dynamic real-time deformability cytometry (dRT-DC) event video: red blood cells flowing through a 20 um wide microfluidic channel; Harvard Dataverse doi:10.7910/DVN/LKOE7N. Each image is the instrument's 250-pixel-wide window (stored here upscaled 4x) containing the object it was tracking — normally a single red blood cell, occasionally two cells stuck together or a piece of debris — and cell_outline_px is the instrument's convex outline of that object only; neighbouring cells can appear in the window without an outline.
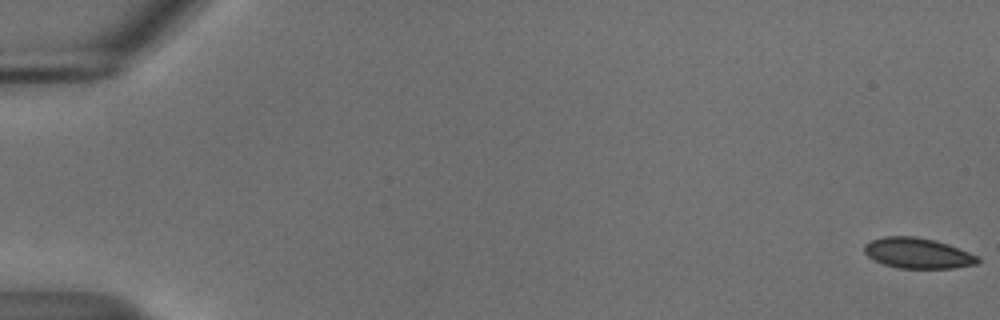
{"species": "common noctule bat (a hibernating species)", "species_latin": "Nyctalus noctula", "temperature_condition": "cold", "stored_images_in_passage": 56, "camera_frame_rate_fps": 3000, "um_per_image_px": 0.085, "animal": {"sex": "male", "body_mass_g": 18.8}, "frame": {"image": 1, "passage_image": 1, "time_ms": 0.0, "image_size_px": [1000, 320], "cell_outline_px": [[980, 260], [976, 264], [952, 268], [900, 268], [884, 264], [868, 256], [864, 252], [864, 244], [872, 240], [884, 236], [916, 236], [936, 240], [948, 244], [980, 256]], "centroid_in_image_um": [78.03, 21.51], "position_along_channel_um": 7.0, "area_um2": 20.17}}
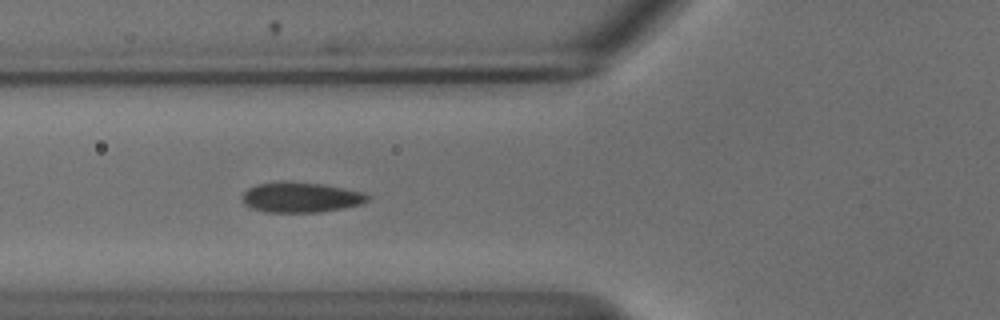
{"frame": {"image": 2, "passage_image": 22, "time_ms": 7.0, "image_size_px": [1000, 320], "cell_outline_px": [[368, 200], [360, 204], [344, 208], [316, 212], [264, 212], [252, 208], [244, 204], [240, 200], [240, 196], [248, 188], [256, 184], [276, 180], [284, 180], [324, 184], [364, 192], [368, 196]], "centroid_in_image_um": [25.49, 16.75], "position_along_channel_um": 100.3, "area_um2": 22.48}}
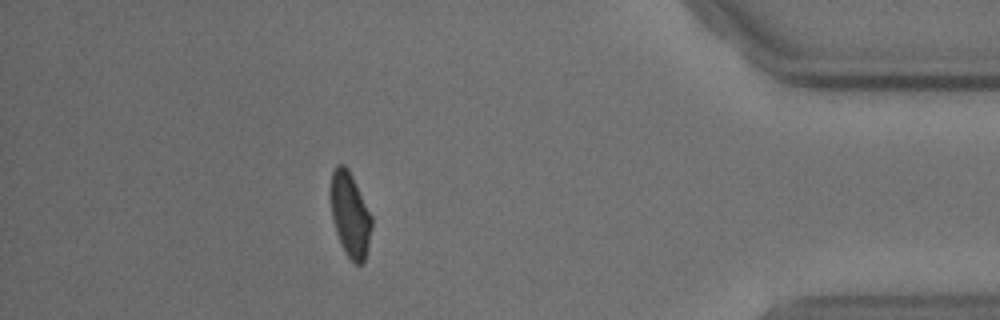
{"frame": {"image": 3, "passage_image": 50, "time_ms": 16.333, "image_size_px": [1000, 320], "cell_outline_px": [[372, 228], [364, 260], [360, 264], [356, 264], [348, 256], [336, 232], [332, 220], [328, 192], [332, 172], [336, 164], [344, 164], [348, 168], [372, 216]], "centroid_in_image_um": [29.72, 18.17], "position_along_channel_um": 405.5, "area_um2": 20.29}, "authors_computed_cell_mechanics": {"area_um2": 21.1837, "velocity_mm_per_s": 3.6849, "shape_relaxation_time_tau1_ms": 4.585, "shape_relaxation_time_tau2_ms": null, "deformation_change_tau1": 0.0977, "deformation_change_tau2": null}}